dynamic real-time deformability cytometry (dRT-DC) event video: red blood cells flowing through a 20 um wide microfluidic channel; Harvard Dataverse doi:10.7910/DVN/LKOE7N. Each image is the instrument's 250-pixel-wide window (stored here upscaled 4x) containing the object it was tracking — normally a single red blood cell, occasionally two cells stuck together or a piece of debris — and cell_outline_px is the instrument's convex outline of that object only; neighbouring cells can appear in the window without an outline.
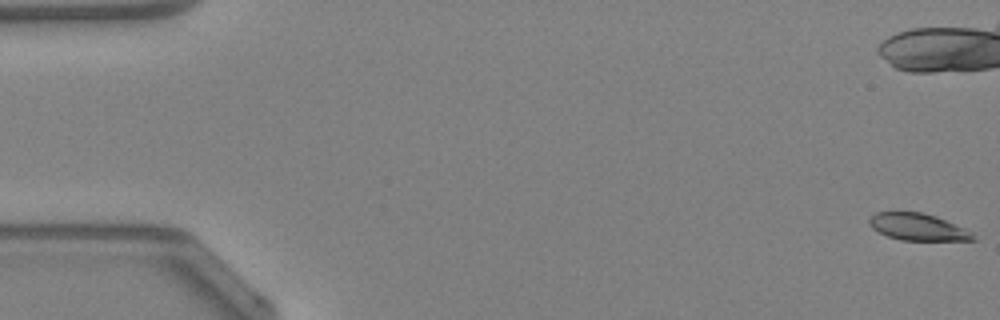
{"species": "Egyptian fruit bat (a non-hibernating species)", "species_latin": "Rousettus aegyptiacus", "temperature_condition": "warm", "stored_images_in_passage": 20, "camera_frame_rate_fps": 3000, "um_per_image_px": 0.085, "animal": {"sex": "female"}, "frame": {"image": 1, "passage_image": 1, "time_ms": 0.0, "image_size_px": [1000, 320], "cell_outline_px": [[976, 240], [900, 240], [888, 236], [872, 228], [868, 224], [868, 220], [876, 212], [920, 212], [936, 216], [964, 228], [972, 232]], "centroid_in_image_um": [78.0, 19.29], "position_along_channel_um": 7.0, "area_um2": 16.13}}
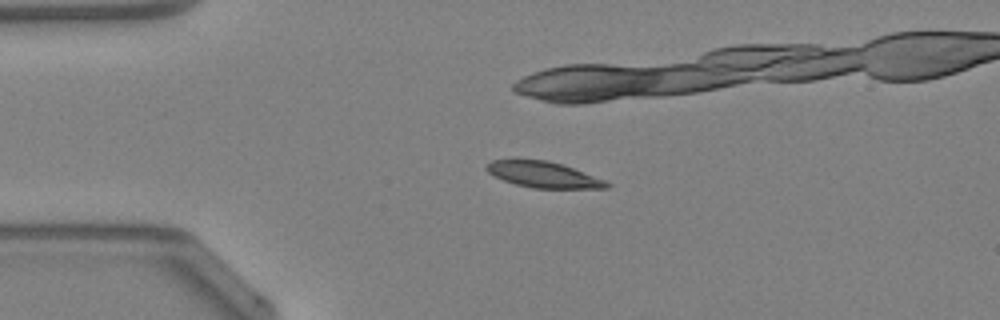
{"frame": {"image": 2, "passage_image": 12, "time_ms": 3.667, "image_size_px": [1000, 320], "cell_outline_px": [[612, 184], [608, 188], [532, 188], [516, 184], [504, 180], [488, 172], [484, 168], [492, 160], [516, 156], [548, 160], [572, 168], [604, 180]], "centroid_in_image_um": [46.1, 14.79], "position_along_channel_um": 38.9, "area_um2": 18.55}}